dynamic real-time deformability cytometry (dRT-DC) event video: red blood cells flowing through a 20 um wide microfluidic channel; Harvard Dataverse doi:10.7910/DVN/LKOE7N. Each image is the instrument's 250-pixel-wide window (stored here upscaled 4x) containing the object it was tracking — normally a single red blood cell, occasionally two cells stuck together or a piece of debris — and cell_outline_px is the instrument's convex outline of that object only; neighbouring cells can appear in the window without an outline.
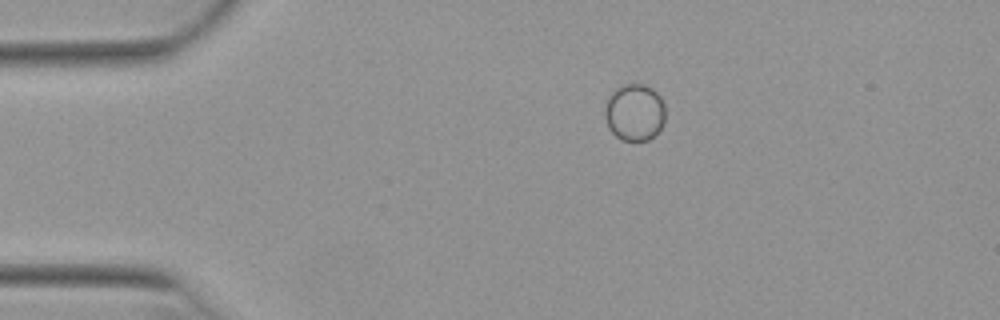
{"species": "Egyptian fruit bat (a non-hibernating species)", "species_latin": "Rousettus aegyptiacus", "temperature_condition": "warm", "stored_images_in_passage": 43, "camera_frame_rate_fps": 3000, "um_per_image_px": 0.085, "animal": {"sex": "female"}, "frame": {"image": 1, "passage_image": 1, "time_ms": 0.0, "image_size_px": [1000, 320], "cell_outline_px": [[664, 124], [648, 140], [620, 140], [608, 128], [604, 116], [604, 108], [612, 92], [624, 84], [644, 84], [652, 88], [660, 96], [664, 104]], "centroid_in_image_um": [53.93, 9.55], "position_along_channel_um": 31.1, "area_um2": 20.0}}
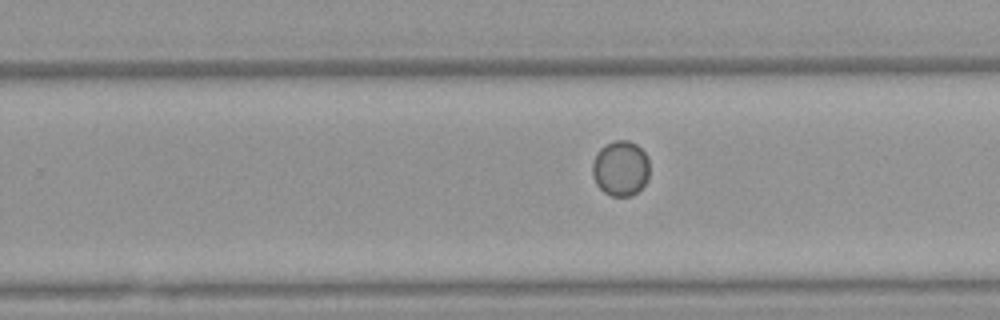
{"frame": {"image": 2, "passage_image": 24, "time_ms": 7.667, "image_size_px": [1000, 320], "cell_outline_px": [[648, 180], [632, 196], [612, 196], [604, 192], [596, 184], [592, 176], [592, 164], [596, 152], [600, 148], [616, 140], [628, 140], [636, 144], [648, 156]], "centroid_in_image_um": [52.73, 14.31], "position_along_channel_um": 277.1, "area_um2": 18.44}}
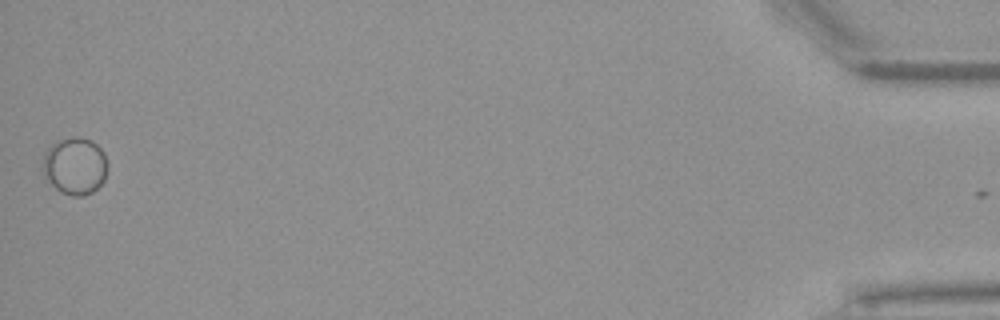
{"frame": {"image": 3, "passage_image": 43, "time_ms": 14.0, "image_size_px": [1000, 320], "cell_outline_px": [[108, 168], [104, 180], [92, 192], [80, 196], [72, 196], [60, 192], [52, 184], [44, 172], [44, 152], [56, 140], [72, 136], [80, 136], [92, 140], [104, 152]], "centroid_in_image_um": [6.4, 14.07], "position_along_channel_um": 428.8, "area_um2": 21.56}}